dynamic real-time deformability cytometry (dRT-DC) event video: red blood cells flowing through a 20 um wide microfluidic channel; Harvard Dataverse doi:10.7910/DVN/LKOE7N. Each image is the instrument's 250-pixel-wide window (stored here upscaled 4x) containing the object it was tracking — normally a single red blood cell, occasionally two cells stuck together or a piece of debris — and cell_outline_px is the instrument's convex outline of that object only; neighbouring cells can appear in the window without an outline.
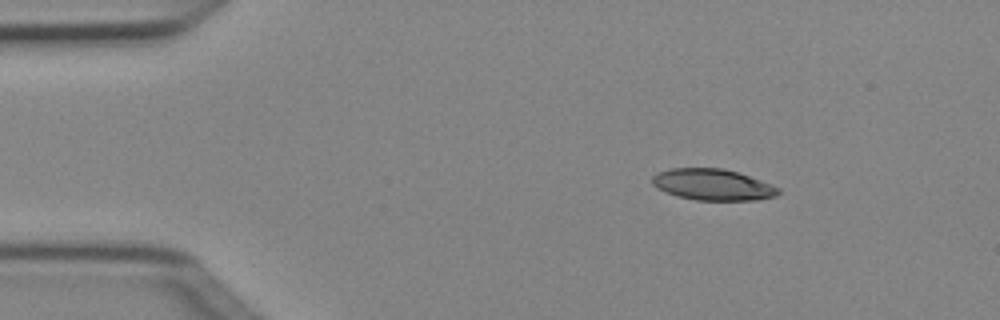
{"species": "Egyptian fruit bat (a non-hibernating species)", "species_latin": "Rousettus aegyptiacus", "temperature_condition": "cold", "stored_images_in_passage": 5, "camera_frame_rate_fps": 3000, "um_per_image_px": 0.085, "animal": {"sex": "female"}, "frame": {"image": 1, "passage_image": 2, "time_ms": 0.333, "image_size_px": [1000, 320], "cell_outline_px": [[780, 192], [776, 196], [756, 200], [696, 200], [676, 196], [656, 188], [652, 184], [652, 176], [656, 172], [672, 168], [724, 168], [760, 180], [780, 188]], "centroid_in_image_um": [60.55, 15.69], "position_along_channel_um": 24.5, "area_um2": 23.0}}
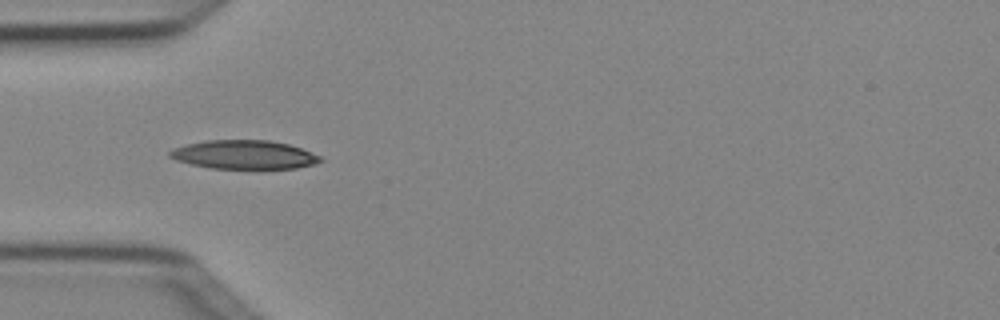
{"frame": {"image": 2, "passage_image": 4, "time_ms": 1.0, "image_size_px": [1000, 320], "cell_outline_px": [[324, 160], [316, 164], [296, 168], [208, 168], [176, 160], [168, 156], [168, 152], [172, 148], [204, 140], [268, 140], [288, 144], [300, 148], [320, 156]], "centroid_in_image_um": [20.73, 13.14], "position_along_channel_um": 64.3, "area_um2": 25.14}}
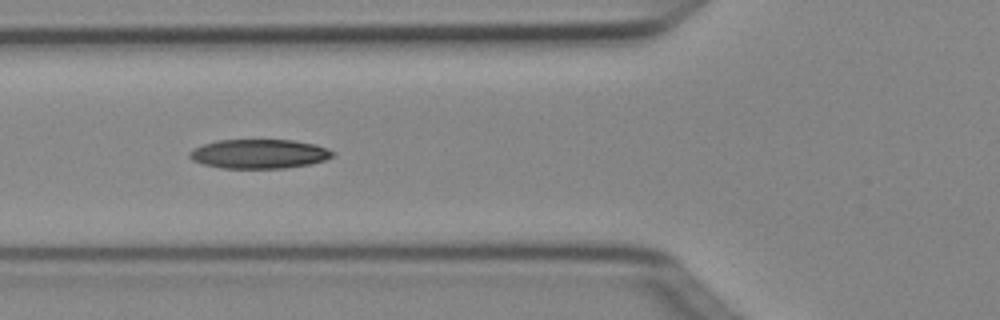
{"frame": {"image": 3, "passage_image": 5, "time_ms": 1.333, "image_size_px": [1000, 320], "cell_outline_px": [[336, 152], [332, 156], [324, 160], [308, 164], [284, 168], [220, 168], [204, 164], [192, 160], [188, 156], [188, 152], [204, 144], [216, 140], [292, 140], [316, 144], [328, 148]], "centroid_in_image_um": [22.03, 13.07], "position_along_channel_um": 103.8, "area_um2": 24.33}}